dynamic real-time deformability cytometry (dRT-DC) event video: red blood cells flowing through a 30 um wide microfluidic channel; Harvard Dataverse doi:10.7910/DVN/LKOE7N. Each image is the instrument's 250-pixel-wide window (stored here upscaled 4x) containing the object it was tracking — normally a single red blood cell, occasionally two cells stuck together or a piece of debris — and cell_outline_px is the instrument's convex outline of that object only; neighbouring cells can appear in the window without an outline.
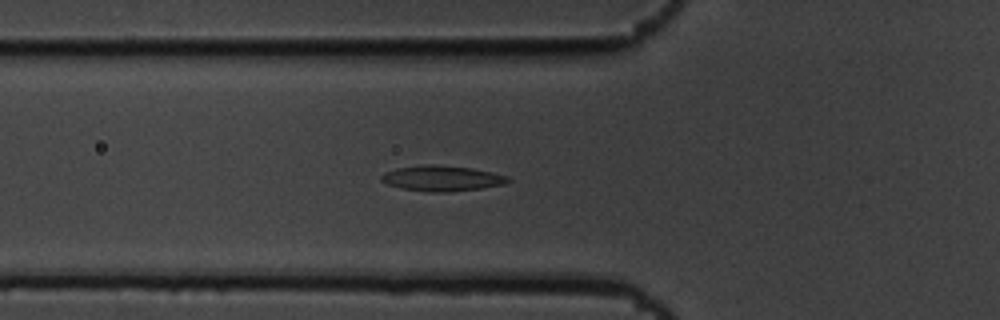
{"species": "common noctule bat (a hibernating species)", "species_latin": "Nyctalus noctula", "temperature_condition": "cold", "stored_images_in_passage": 55, "camera_frame_rate_fps": 3000, "um_per_image_px": 0.085, "animal": {"sex": "male", "body_mass_g": 19.5, "forearm_length_mm": 54.6}, "frame": {"image": 1, "passage_image": 19, "time_ms": 6.0, "image_size_px": [1000, 320], "cell_outline_px": [[512, 180], [504, 184], [480, 188], [452, 192], [428, 192], [400, 188], [388, 184], [380, 180], [380, 176], [384, 172], [396, 168], [424, 164], [432, 164], [472, 168], [492, 172], [508, 176]], "centroid_in_image_um": [37.55, 15.16], "position_along_channel_um": 88.3, "area_um2": 18.96}}
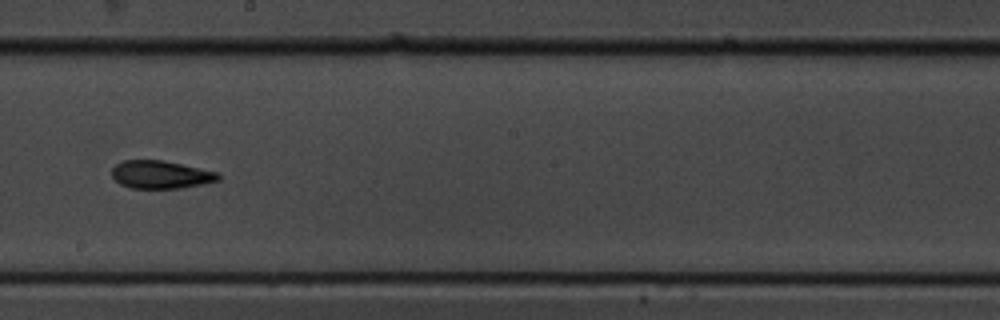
{"frame": {"image": 2, "passage_image": 31, "time_ms": 10.0, "image_size_px": [1000, 320], "cell_outline_px": [[220, 180], [180, 188], [128, 188], [120, 184], [112, 176], [112, 168], [116, 164], [124, 160], [164, 160], [220, 172]], "centroid_in_image_um": [13.67, 14.83], "position_along_channel_um": 234.5, "area_um2": 17.4}}
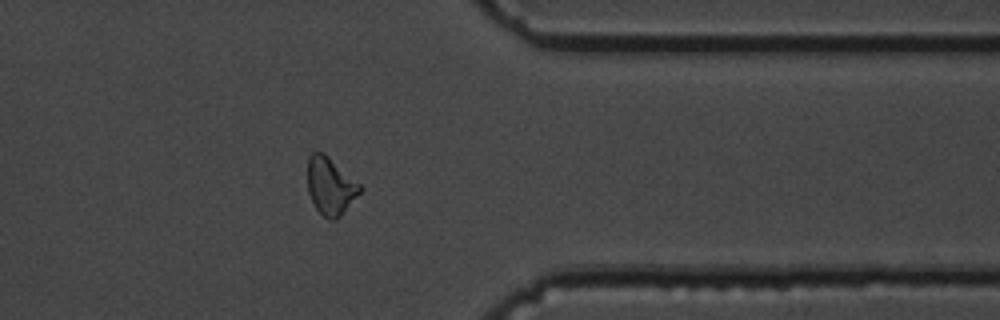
{"frame": {"image": 3, "passage_image": 44, "time_ms": 14.333, "image_size_px": [1000, 320], "cell_outline_px": [[364, 188], [344, 212], [336, 220], [332, 220], [324, 216], [316, 208], [308, 192], [308, 156], [312, 152], [324, 152], [360, 184]], "centroid_in_image_um": [28.09, 15.8], "position_along_channel_um": 383.3, "area_um2": 17.46}, "authors_computed_cell_mechanics": {"area_um2": 17.6868, "velocity_mm_per_s": 3.6578, "shape_relaxation_time_tau1_ms": 7.4851, "shape_relaxation_time_tau2_ms": 3.5226, "deformation_change_tau1": 0.1922, "deformation_change_tau2": 0.1122}}